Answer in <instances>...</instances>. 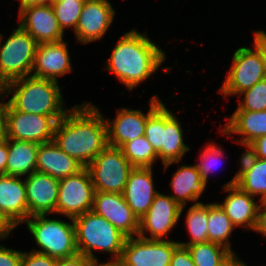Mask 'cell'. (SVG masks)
Instances as JSON below:
<instances>
[{"mask_svg": "<svg viewBox=\"0 0 266 266\" xmlns=\"http://www.w3.org/2000/svg\"><path fill=\"white\" fill-rule=\"evenodd\" d=\"M22 253L0 245V266H20Z\"/></svg>", "mask_w": 266, "mask_h": 266, "instance_id": "38", "label": "cell"}, {"mask_svg": "<svg viewBox=\"0 0 266 266\" xmlns=\"http://www.w3.org/2000/svg\"><path fill=\"white\" fill-rule=\"evenodd\" d=\"M16 226L0 212V241L8 238Z\"/></svg>", "mask_w": 266, "mask_h": 266, "instance_id": "41", "label": "cell"}, {"mask_svg": "<svg viewBox=\"0 0 266 266\" xmlns=\"http://www.w3.org/2000/svg\"><path fill=\"white\" fill-rule=\"evenodd\" d=\"M227 124L222 128V135L230 134L243 135L237 142L247 147L251 142L263 135H266V110L247 111L235 110L229 116Z\"/></svg>", "mask_w": 266, "mask_h": 266, "instance_id": "25", "label": "cell"}, {"mask_svg": "<svg viewBox=\"0 0 266 266\" xmlns=\"http://www.w3.org/2000/svg\"><path fill=\"white\" fill-rule=\"evenodd\" d=\"M56 258L36 251L23 252L20 266H55Z\"/></svg>", "mask_w": 266, "mask_h": 266, "instance_id": "36", "label": "cell"}, {"mask_svg": "<svg viewBox=\"0 0 266 266\" xmlns=\"http://www.w3.org/2000/svg\"><path fill=\"white\" fill-rule=\"evenodd\" d=\"M185 206H180L171 196L158 192L148 209L139 219L138 236L150 240H163L182 215ZM146 232L151 236L147 237Z\"/></svg>", "mask_w": 266, "mask_h": 266, "instance_id": "12", "label": "cell"}, {"mask_svg": "<svg viewBox=\"0 0 266 266\" xmlns=\"http://www.w3.org/2000/svg\"><path fill=\"white\" fill-rule=\"evenodd\" d=\"M239 163L240 170L224 186L237 185L252 197L261 195L259 201H262L266 196V160L256 158L245 151Z\"/></svg>", "mask_w": 266, "mask_h": 266, "instance_id": "23", "label": "cell"}, {"mask_svg": "<svg viewBox=\"0 0 266 266\" xmlns=\"http://www.w3.org/2000/svg\"><path fill=\"white\" fill-rule=\"evenodd\" d=\"M208 242L223 245L232 253L229 240L235 226L218 203H208Z\"/></svg>", "mask_w": 266, "mask_h": 266, "instance_id": "28", "label": "cell"}, {"mask_svg": "<svg viewBox=\"0 0 266 266\" xmlns=\"http://www.w3.org/2000/svg\"><path fill=\"white\" fill-rule=\"evenodd\" d=\"M63 117H50L20 112L5 102L7 139L44 144L53 141L57 122Z\"/></svg>", "mask_w": 266, "mask_h": 266, "instance_id": "9", "label": "cell"}, {"mask_svg": "<svg viewBox=\"0 0 266 266\" xmlns=\"http://www.w3.org/2000/svg\"><path fill=\"white\" fill-rule=\"evenodd\" d=\"M260 204L264 207H266V196L260 201Z\"/></svg>", "mask_w": 266, "mask_h": 266, "instance_id": "49", "label": "cell"}, {"mask_svg": "<svg viewBox=\"0 0 266 266\" xmlns=\"http://www.w3.org/2000/svg\"><path fill=\"white\" fill-rule=\"evenodd\" d=\"M58 81L25 76L5 84L0 92L12 95L7 103L15 110L50 117H64L70 110L63 106Z\"/></svg>", "mask_w": 266, "mask_h": 266, "instance_id": "3", "label": "cell"}, {"mask_svg": "<svg viewBox=\"0 0 266 266\" xmlns=\"http://www.w3.org/2000/svg\"><path fill=\"white\" fill-rule=\"evenodd\" d=\"M115 9L108 0H86L82 8L75 35L82 45L100 40L115 18Z\"/></svg>", "mask_w": 266, "mask_h": 266, "instance_id": "16", "label": "cell"}, {"mask_svg": "<svg viewBox=\"0 0 266 266\" xmlns=\"http://www.w3.org/2000/svg\"><path fill=\"white\" fill-rule=\"evenodd\" d=\"M254 34L262 41V43L266 46V32L263 30L253 31Z\"/></svg>", "mask_w": 266, "mask_h": 266, "instance_id": "48", "label": "cell"}, {"mask_svg": "<svg viewBox=\"0 0 266 266\" xmlns=\"http://www.w3.org/2000/svg\"><path fill=\"white\" fill-rule=\"evenodd\" d=\"M53 141L87 167L108 146L106 119L94 104L74 105L55 127Z\"/></svg>", "mask_w": 266, "mask_h": 266, "instance_id": "1", "label": "cell"}, {"mask_svg": "<svg viewBox=\"0 0 266 266\" xmlns=\"http://www.w3.org/2000/svg\"><path fill=\"white\" fill-rule=\"evenodd\" d=\"M254 231L266 236V207L260 204L257 215V223Z\"/></svg>", "mask_w": 266, "mask_h": 266, "instance_id": "42", "label": "cell"}, {"mask_svg": "<svg viewBox=\"0 0 266 266\" xmlns=\"http://www.w3.org/2000/svg\"><path fill=\"white\" fill-rule=\"evenodd\" d=\"M243 100L239 101L236 110L262 111L266 110V78L254 84L248 90L239 94Z\"/></svg>", "mask_w": 266, "mask_h": 266, "instance_id": "33", "label": "cell"}, {"mask_svg": "<svg viewBox=\"0 0 266 266\" xmlns=\"http://www.w3.org/2000/svg\"><path fill=\"white\" fill-rule=\"evenodd\" d=\"M224 157V151L214 142L206 145L205 149L200 154V163L195 164L201 174L203 181L207 184L208 174L214 169H217L218 162ZM215 171V170H214Z\"/></svg>", "mask_w": 266, "mask_h": 266, "instance_id": "34", "label": "cell"}, {"mask_svg": "<svg viewBox=\"0 0 266 266\" xmlns=\"http://www.w3.org/2000/svg\"><path fill=\"white\" fill-rule=\"evenodd\" d=\"M149 102L150 108L146 114L140 109L124 107L117 110L115 119L106 120L109 146L120 148L124 143L144 136L147 118L163 103L157 95L152 96Z\"/></svg>", "mask_w": 266, "mask_h": 266, "instance_id": "14", "label": "cell"}, {"mask_svg": "<svg viewBox=\"0 0 266 266\" xmlns=\"http://www.w3.org/2000/svg\"><path fill=\"white\" fill-rule=\"evenodd\" d=\"M183 139L178 118L162 103L161 160L165 170L173 163H180L184 154L190 150Z\"/></svg>", "mask_w": 266, "mask_h": 266, "instance_id": "24", "label": "cell"}, {"mask_svg": "<svg viewBox=\"0 0 266 266\" xmlns=\"http://www.w3.org/2000/svg\"><path fill=\"white\" fill-rule=\"evenodd\" d=\"M21 178L0 175V212L16 227L28 219L25 181Z\"/></svg>", "mask_w": 266, "mask_h": 266, "instance_id": "20", "label": "cell"}, {"mask_svg": "<svg viewBox=\"0 0 266 266\" xmlns=\"http://www.w3.org/2000/svg\"><path fill=\"white\" fill-rule=\"evenodd\" d=\"M82 168L78 161L62 151L54 141L38 145L36 171L59 180L76 174Z\"/></svg>", "mask_w": 266, "mask_h": 266, "instance_id": "22", "label": "cell"}, {"mask_svg": "<svg viewBox=\"0 0 266 266\" xmlns=\"http://www.w3.org/2000/svg\"><path fill=\"white\" fill-rule=\"evenodd\" d=\"M135 28L125 33L116 43L108 65L104 68L113 73L129 91L159 69L165 61V51Z\"/></svg>", "mask_w": 266, "mask_h": 266, "instance_id": "2", "label": "cell"}, {"mask_svg": "<svg viewBox=\"0 0 266 266\" xmlns=\"http://www.w3.org/2000/svg\"><path fill=\"white\" fill-rule=\"evenodd\" d=\"M67 43L63 40L38 44L31 75L58 81L59 76L73 71Z\"/></svg>", "mask_w": 266, "mask_h": 266, "instance_id": "18", "label": "cell"}, {"mask_svg": "<svg viewBox=\"0 0 266 266\" xmlns=\"http://www.w3.org/2000/svg\"><path fill=\"white\" fill-rule=\"evenodd\" d=\"M133 166L120 148L107 146L87 166L95 191L123 194Z\"/></svg>", "mask_w": 266, "mask_h": 266, "instance_id": "8", "label": "cell"}, {"mask_svg": "<svg viewBox=\"0 0 266 266\" xmlns=\"http://www.w3.org/2000/svg\"><path fill=\"white\" fill-rule=\"evenodd\" d=\"M195 266H221L233 253L223 245L205 242L187 246Z\"/></svg>", "mask_w": 266, "mask_h": 266, "instance_id": "30", "label": "cell"}, {"mask_svg": "<svg viewBox=\"0 0 266 266\" xmlns=\"http://www.w3.org/2000/svg\"><path fill=\"white\" fill-rule=\"evenodd\" d=\"M244 261H241L239 257L233 253L221 266H245Z\"/></svg>", "mask_w": 266, "mask_h": 266, "instance_id": "46", "label": "cell"}, {"mask_svg": "<svg viewBox=\"0 0 266 266\" xmlns=\"http://www.w3.org/2000/svg\"><path fill=\"white\" fill-rule=\"evenodd\" d=\"M62 219H49L46 214L30 216L23 223L33 235L39 250L33 251L47 254L50 257L61 259L68 258L78 253L76 247L75 227Z\"/></svg>", "mask_w": 266, "mask_h": 266, "instance_id": "5", "label": "cell"}, {"mask_svg": "<svg viewBox=\"0 0 266 266\" xmlns=\"http://www.w3.org/2000/svg\"><path fill=\"white\" fill-rule=\"evenodd\" d=\"M246 151L259 159L266 160V135L257 138L251 142L247 147Z\"/></svg>", "mask_w": 266, "mask_h": 266, "instance_id": "39", "label": "cell"}, {"mask_svg": "<svg viewBox=\"0 0 266 266\" xmlns=\"http://www.w3.org/2000/svg\"><path fill=\"white\" fill-rule=\"evenodd\" d=\"M6 140L8 142L6 175L22 177L35 172L39 144L30 141Z\"/></svg>", "mask_w": 266, "mask_h": 266, "instance_id": "27", "label": "cell"}, {"mask_svg": "<svg viewBox=\"0 0 266 266\" xmlns=\"http://www.w3.org/2000/svg\"><path fill=\"white\" fill-rule=\"evenodd\" d=\"M144 136L161 159L162 104L147 118Z\"/></svg>", "mask_w": 266, "mask_h": 266, "instance_id": "35", "label": "cell"}, {"mask_svg": "<svg viewBox=\"0 0 266 266\" xmlns=\"http://www.w3.org/2000/svg\"><path fill=\"white\" fill-rule=\"evenodd\" d=\"M0 33V89L10 81L30 76L38 43L19 25L2 44Z\"/></svg>", "mask_w": 266, "mask_h": 266, "instance_id": "7", "label": "cell"}, {"mask_svg": "<svg viewBox=\"0 0 266 266\" xmlns=\"http://www.w3.org/2000/svg\"><path fill=\"white\" fill-rule=\"evenodd\" d=\"M8 158L7 140L0 143V175H6V164Z\"/></svg>", "mask_w": 266, "mask_h": 266, "instance_id": "44", "label": "cell"}, {"mask_svg": "<svg viewBox=\"0 0 266 266\" xmlns=\"http://www.w3.org/2000/svg\"><path fill=\"white\" fill-rule=\"evenodd\" d=\"M51 0H20L19 5H27V4H46L50 3Z\"/></svg>", "mask_w": 266, "mask_h": 266, "instance_id": "47", "label": "cell"}, {"mask_svg": "<svg viewBox=\"0 0 266 266\" xmlns=\"http://www.w3.org/2000/svg\"><path fill=\"white\" fill-rule=\"evenodd\" d=\"M19 26L38 44L63 41L64 32L50 3L19 6Z\"/></svg>", "mask_w": 266, "mask_h": 266, "instance_id": "13", "label": "cell"}, {"mask_svg": "<svg viewBox=\"0 0 266 266\" xmlns=\"http://www.w3.org/2000/svg\"><path fill=\"white\" fill-rule=\"evenodd\" d=\"M120 149L133 167H152L158 155L145 136L124 143Z\"/></svg>", "mask_w": 266, "mask_h": 266, "instance_id": "31", "label": "cell"}, {"mask_svg": "<svg viewBox=\"0 0 266 266\" xmlns=\"http://www.w3.org/2000/svg\"><path fill=\"white\" fill-rule=\"evenodd\" d=\"M28 218L33 215L56 213L59 180L35 171L25 179Z\"/></svg>", "mask_w": 266, "mask_h": 266, "instance_id": "17", "label": "cell"}, {"mask_svg": "<svg viewBox=\"0 0 266 266\" xmlns=\"http://www.w3.org/2000/svg\"><path fill=\"white\" fill-rule=\"evenodd\" d=\"M170 185L174 195L169 196L182 207L187 201L201 203L197 201L207 184L203 181L196 165H182L174 172Z\"/></svg>", "mask_w": 266, "mask_h": 266, "instance_id": "26", "label": "cell"}, {"mask_svg": "<svg viewBox=\"0 0 266 266\" xmlns=\"http://www.w3.org/2000/svg\"><path fill=\"white\" fill-rule=\"evenodd\" d=\"M169 266H195L187 247L178 245L174 249Z\"/></svg>", "mask_w": 266, "mask_h": 266, "instance_id": "37", "label": "cell"}, {"mask_svg": "<svg viewBox=\"0 0 266 266\" xmlns=\"http://www.w3.org/2000/svg\"><path fill=\"white\" fill-rule=\"evenodd\" d=\"M158 192L154 189L152 167H134L130 172L123 196L127 205L140 219L148 211Z\"/></svg>", "mask_w": 266, "mask_h": 266, "instance_id": "19", "label": "cell"}, {"mask_svg": "<svg viewBox=\"0 0 266 266\" xmlns=\"http://www.w3.org/2000/svg\"><path fill=\"white\" fill-rule=\"evenodd\" d=\"M85 1L86 0H51L50 4L63 32L67 27L73 28L75 31Z\"/></svg>", "mask_w": 266, "mask_h": 266, "instance_id": "32", "label": "cell"}, {"mask_svg": "<svg viewBox=\"0 0 266 266\" xmlns=\"http://www.w3.org/2000/svg\"><path fill=\"white\" fill-rule=\"evenodd\" d=\"M0 92V100L4 98ZM7 139L6 136V119H5V103L0 101V143Z\"/></svg>", "mask_w": 266, "mask_h": 266, "instance_id": "43", "label": "cell"}, {"mask_svg": "<svg viewBox=\"0 0 266 266\" xmlns=\"http://www.w3.org/2000/svg\"><path fill=\"white\" fill-rule=\"evenodd\" d=\"M176 241L127 237L120 259L124 266H169Z\"/></svg>", "mask_w": 266, "mask_h": 266, "instance_id": "11", "label": "cell"}, {"mask_svg": "<svg viewBox=\"0 0 266 266\" xmlns=\"http://www.w3.org/2000/svg\"><path fill=\"white\" fill-rule=\"evenodd\" d=\"M91 262L90 258L77 253L72 257L57 259L55 266H90Z\"/></svg>", "mask_w": 266, "mask_h": 266, "instance_id": "40", "label": "cell"}, {"mask_svg": "<svg viewBox=\"0 0 266 266\" xmlns=\"http://www.w3.org/2000/svg\"><path fill=\"white\" fill-rule=\"evenodd\" d=\"M73 222L79 254L95 260L94 249L111 253L113 259L121 257L127 236L104 217L90 210L73 218Z\"/></svg>", "mask_w": 266, "mask_h": 266, "instance_id": "4", "label": "cell"}, {"mask_svg": "<svg viewBox=\"0 0 266 266\" xmlns=\"http://www.w3.org/2000/svg\"><path fill=\"white\" fill-rule=\"evenodd\" d=\"M186 226L191 240L178 242L179 245H189L208 242V204L194 203L187 211Z\"/></svg>", "mask_w": 266, "mask_h": 266, "instance_id": "29", "label": "cell"}, {"mask_svg": "<svg viewBox=\"0 0 266 266\" xmlns=\"http://www.w3.org/2000/svg\"><path fill=\"white\" fill-rule=\"evenodd\" d=\"M224 192H229L223 203H219L235 227H245L247 231L254 230L260 204L254 197L242 191L237 185L224 186Z\"/></svg>", "mask_w": 266, "mask_h": 266, "instance_id": "21", "label": "cell"}, {"mask_svg": "<svg viewBox=\"0 0 266 266\" xmlns=\"http://www.w3.org/2000/svg\"><path fill=\"white\" fill-rule=\"evenodd\" d=\"M94 186L87 167L76 174L59 179V193L56 213L73 219L92 210Z\"/></svg>", "mask_w": 266, "mask_h": 266, "instance_id": "10", "label": "cell"}, {"mask_svg": "<svg viewBox=\"0 0 266 266\" xmlns=\"http://www.w3.org/2000/svg\"><path fill=\"white\" fill-rule=\"evenodd\" d=\"M90 266H124L123 261L118 258V259H112L109 260L105 263H99L98 262V258L95 260H92L91 265Z\"/></svg>", "mask_w": 266, "mask_h": 266, "instance_id": "45", "label": "cell"}, {"mask_svg": "<svg viewBox=\"0 0 266 266\" xmlns=\"http://www.w3.org/2000/svg\"><path fill=\"white\" fill-rule=\"evenodd\" d=\"M254 50L238 48L233 54L232 65L218 92L225 97L238 95L266 78V46L254 34Z\"/></svg>", "mask_w": 266, "mask_h": 266, "instance_id": "6", "label": "cell"}, {"mask_svg": "<svg viewBox=\"0 0 266 266\" xmlns=\"http://www.w3.org/2000/svg\"><path fill=\"white\" fill-rule=\"evenodd\" d=\"M92 211L104 217L127 237L138 236L139 218L127 205L123 194L95 191Z\"/></svg>", "mask_w": 266, "mask_h": 266, "instance_id": "15", "label": "cell"}]
</instances>
